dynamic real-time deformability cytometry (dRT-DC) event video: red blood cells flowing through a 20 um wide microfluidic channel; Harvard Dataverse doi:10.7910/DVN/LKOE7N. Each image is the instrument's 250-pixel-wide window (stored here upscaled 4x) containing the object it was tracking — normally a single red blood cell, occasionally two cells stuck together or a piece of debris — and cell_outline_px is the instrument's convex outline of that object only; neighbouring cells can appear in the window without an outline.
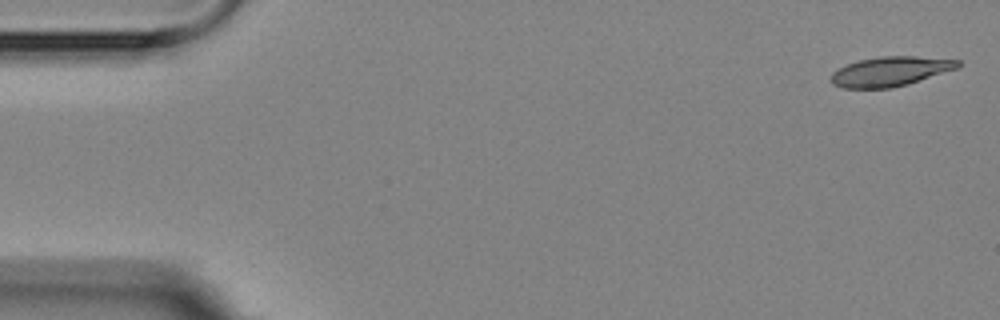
{"species": "Egyptian fruit bat (a non-hibernating species)", "species_latin": "Rousettus aegyptiacus", "temperature_condition": "room temperature", "stored_images_in_passage": 4, "camera_frame_rate_fps": 3000, "um_per_image_px": 0.085, "animal": {"sex": "female"}, "frame": {"image": 1, "passage_image": 1, "time_ms": 0.0, "image_size_px": [1000, 320], "cell_outline_px": [[960, 64], [956, 68], [908, 84], [892, 88], [844, 88], [832, 84], [832, 72], [836, 68], [860, 60], [880, 56], [916, 56], [960, 60]], "centroid_in_image_um": [75.65, 6.07], "position_along_channel_um": 9.4, "area_um2": 21.68}}